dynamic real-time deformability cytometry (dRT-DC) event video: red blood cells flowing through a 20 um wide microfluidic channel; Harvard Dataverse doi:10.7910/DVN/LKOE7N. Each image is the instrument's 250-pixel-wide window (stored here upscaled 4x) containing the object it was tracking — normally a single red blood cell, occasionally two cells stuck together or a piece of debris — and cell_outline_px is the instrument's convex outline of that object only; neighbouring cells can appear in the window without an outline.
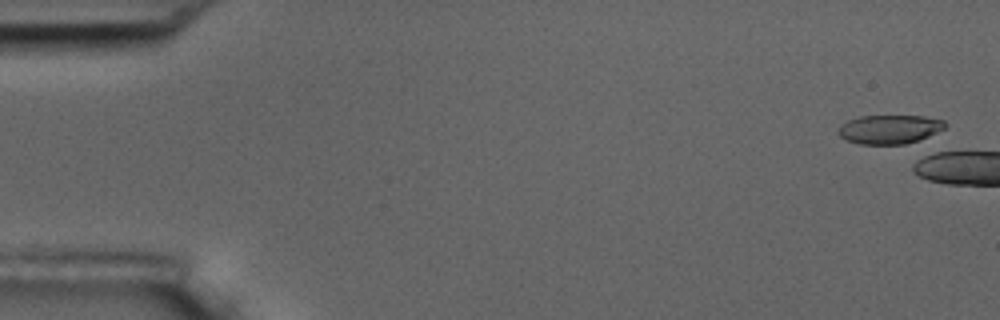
{"species": "common noctule bat (a hibernating species)", "species_latin": "Nyctalus noctula", "temperature_condition": "room temperature", "stored_images_in_passage": 1, "camera_frame_rate_fps": 3000, "um_per_image_px": 0.085, "animal": {"sex": "male", "body_mass_g": 17.5, "forearm_length_mm": 52.3}, "frame": {"image": 1, "passage_image": 1, "time_ms": 0.0, "image_size_px": [1000, 320], "cell_outline_px": [[948, 124], [944, 128], [920, 144], [860, 144], [844, 140], [836, 132], [836, 128], [840, 124], [848, 120], [860, 116], [924, 116], [944, 120]], "centroid_in_image_um": [75.65, 11.01], "position_along_channel_um": 9.4, "area_um2": 18.79}}